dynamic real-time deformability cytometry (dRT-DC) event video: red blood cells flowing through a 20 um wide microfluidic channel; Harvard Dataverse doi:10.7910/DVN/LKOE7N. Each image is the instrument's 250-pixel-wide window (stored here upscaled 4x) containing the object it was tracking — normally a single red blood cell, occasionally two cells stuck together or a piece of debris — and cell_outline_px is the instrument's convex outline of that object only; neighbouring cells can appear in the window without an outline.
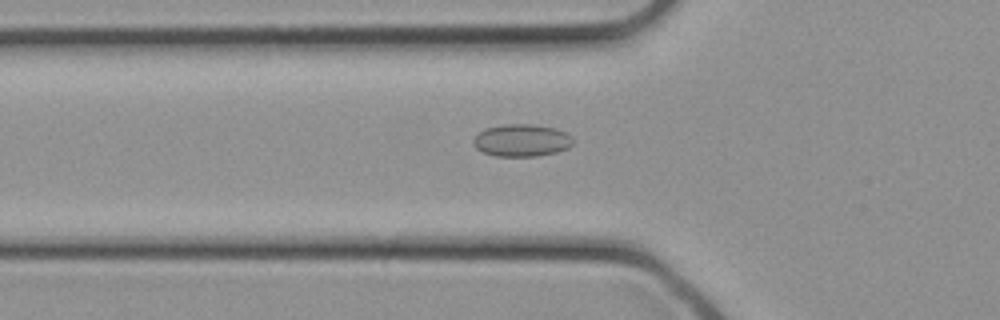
{"species": "common noctule bat (a hibernating species)", "species_latin": "Nyctalus noctula", "temperature_condition": "cold", "stored_images_in_passage": 25, "camera_frame_rate_fps": 3000, "um_per_image_px": 0.085, "animal": {"sex": "female", "body_mass_g": 21.9}, "frame": {"image": 1, "passage_image": 4, "time_ms": 1.0, "image_size_px": [1000, 320], "cell_outline_px": [[572, 144], [568, 148], [556, 152], [536, 156], [496, 156], [484, 152], [476, 148], [472, 144], [472, 140], [484, 128], [500, 124], [532, 124], [556, 128], [572, 136]], "centroid_in_image_um": [44.32, 11.92], "position_along_channel_um": 81.5, "area_um2": 18.84}}
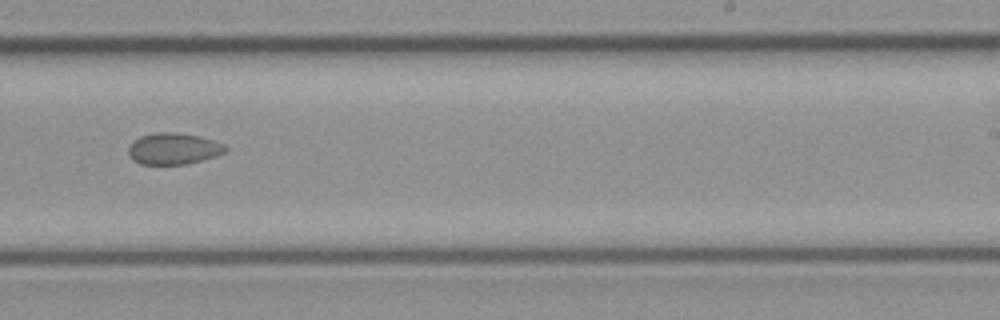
{"frame": {"image": 2, "passage_image": 13, "time_ms": 4.0, "image_size_px": [1000, 320], "cell_outline_px": [[228, 152], [204, 160], [188, 164], [140, 164], [132, 160], [128, 152], [128, 148], [132, 140], [140, 136], [156, 132], [172, 132], [196, 136], [212, 140], [224, 144], [228, 148]], "centroid_in_image_um": [14.74, 12.65], "position_along_channel_um": 274.3, "area_um2": 17.92}}
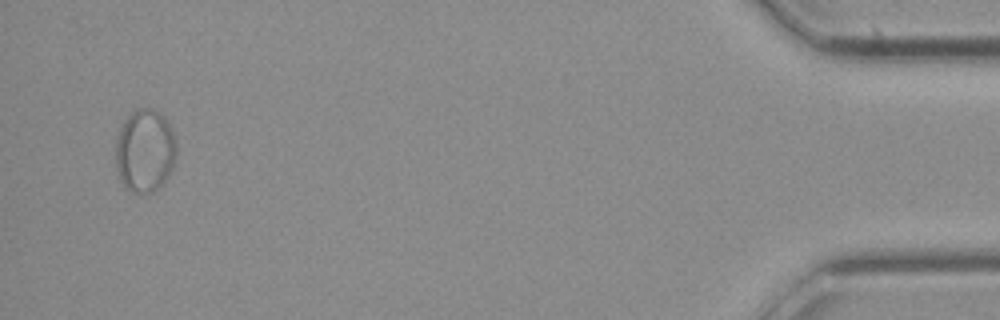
{"frame": {"image": 3, "passage_image": 24, "time_ms": 7.667, "image_size_px": [1000, 320], "cell_outline_px": [[176, 156], [172, 168], [168, 176], [152, 192], [128, 192], [124, 188], [116, 172], [116, 140], [120, 128], [124, 120], [136, 108], [152, 108], [160, 112], [168, 120], [172, 128], [176, 144]], "centroid_in_image_um": [12.31, 12.79], "position_along_channel_um": 422.9, "area_um2": 29.71}}